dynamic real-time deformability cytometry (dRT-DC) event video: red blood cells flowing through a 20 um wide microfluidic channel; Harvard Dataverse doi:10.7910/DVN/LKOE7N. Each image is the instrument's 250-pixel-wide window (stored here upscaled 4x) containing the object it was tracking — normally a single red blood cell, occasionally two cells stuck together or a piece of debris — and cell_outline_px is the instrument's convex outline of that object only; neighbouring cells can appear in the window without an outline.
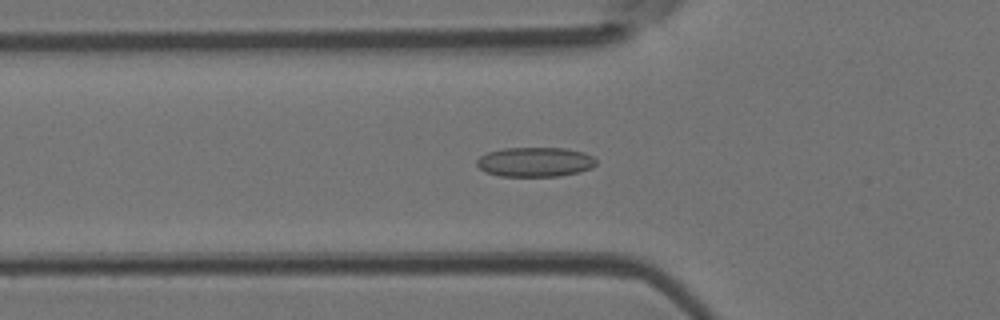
{"species": "Egyptian fruit bat (a non-hibernating species)", "species_latin": "Rousettus aegyptiacus", "temperature_condition": "room temperature", "stored_images_in_passage": 37, "camera_frame_rate_fps": 3000, "um_per_image_px": 0.085, "animal": {"sex": "female"}, "frame": {"image": 1, "passage_image": 5, "time_ms": 1.333, "image_size_px": [1000, 320], "cell_outline_px": [[596, 164], [592, 168], [580, 172], [560, 176], [500, 176], [484, 172], [476, 164], [476, 160], [480, 156], [488, 152], [504, 148], [564, 148], [584, 152], [592, 156], [596, 160]], "centroid_in_image_um": [45.48, 13.77], "position_along_channel_um": 80.3, "area_um2": 20.69}}
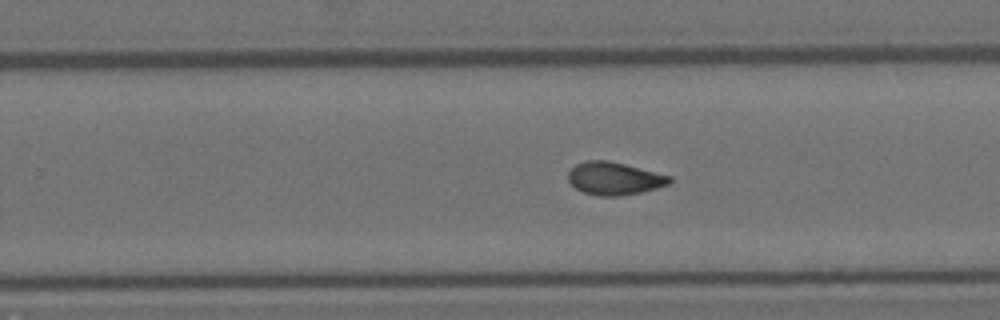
{"frame": {"image": 2, "passage_image": 19, "time_ms": 6.0, "image_size_px": [1000, 320], "cell_outline_px": [[672, 180], [668, 184], [656, 188], [640, 192], [616, 196], [600, 196], [584, 192], [576, 188], [568, 180], [568, 172], [576, 164], [584, 160], [608, 160], [672, 176]], "centroid_in_image_um": [52.2, 15.16], "position_along_channel_um": 277.6, "area_um2": 19.19}}
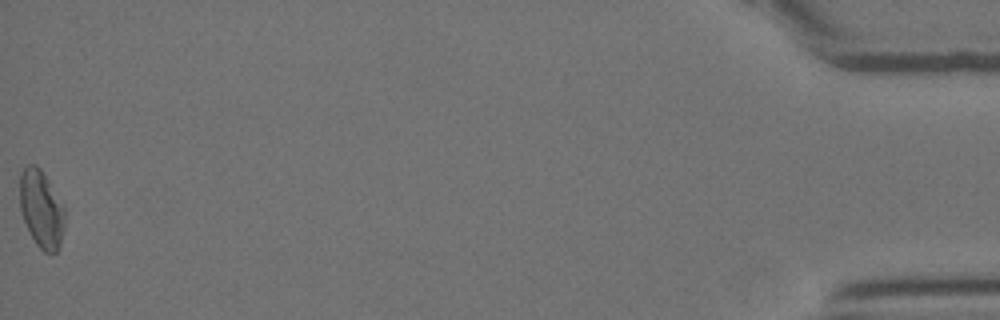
{"frame": {"image": 3, "passage_image": 37, "time_ms": 12.0, "image_size_px": [1000, 320], "cell_outline_px": [[64, 228], [60, 244], [56, 252], [44, 252], [36, 244], [24, 220], [20, 208], [20, 172], [28, 164], [36, 164], [40, 168], [64, 208]], "centroid_in_image_um": [3.5, 17.76], "position_along_channel_um": 431.7, "area_um2": 19.88}, "authors_computed_cell_mechanics": {"area_um2": 19.363, "velocity_mm_per_s": 4.2204, "shape_relaxation_time_tau1_ms": null, "shape_relaxation_time_tau2_ms": 2.2718, "deformation_change_tau1": null, "deformation_change_tau2": 0.0799}}